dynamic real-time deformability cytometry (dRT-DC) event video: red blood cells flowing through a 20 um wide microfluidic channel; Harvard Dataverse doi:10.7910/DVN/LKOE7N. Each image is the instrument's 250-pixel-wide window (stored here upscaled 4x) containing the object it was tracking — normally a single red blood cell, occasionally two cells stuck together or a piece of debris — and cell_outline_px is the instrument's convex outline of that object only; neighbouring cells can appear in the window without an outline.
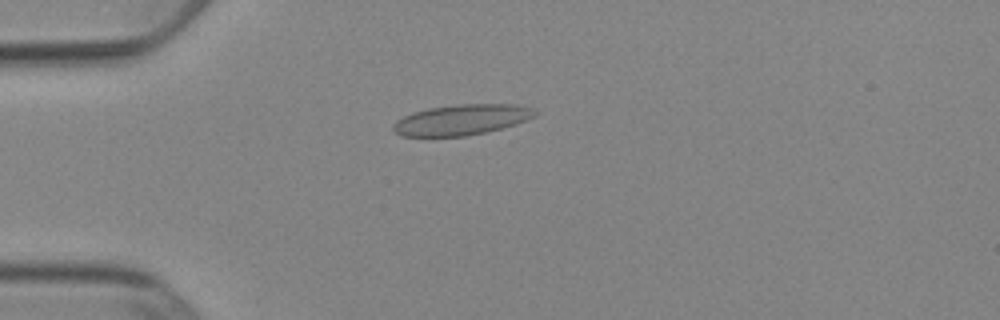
{"species": "Egyptian fruit bat (a non-hibernating species)", "species_latin": "Rousettus aegyptiacus", "temperature_condition": "cold", "stored_images_in_passage": 39, "camera_frame_rate_fps": 3000, "um_per_image_px": 0.085, "animal": {"sex": "female"}, "frame": {"image": 1, "passage_image": 1, "time_ms": 0.0, "image_size_px": [1000, 320], "cell_outline_px": [[536, 116], [516, 124], [484, 132], [464, 136], [400, 136], [392, 128], [392, 124], [396, 120], [412, 112], [428, 108], [456, 104], [516, 104], [532, 108], [536, 112]], "centroid_in_image_um": [39.21, 10.17], "position_along_channel_um": 45.8, "area_um2": 25.2}}
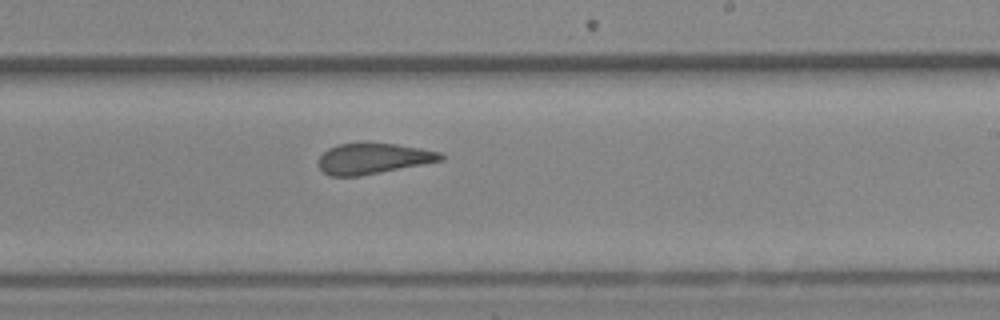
{"frame": {"image": 2, "passage_image": 19, "time_ms": 6.0, "image_size_px": [1000, 320], "cell_outline_px": [[444, 160], [360, 176], [328, 176], [320, 168], [320, 156], [328, 148], [340, 144], [396, 144], [420, 148], [440, 152], [444, 156]], "centroid_in_image_um": [31.73, 13.49], "position_along_channel_um": 257.3, "area_um2": 21.44}}
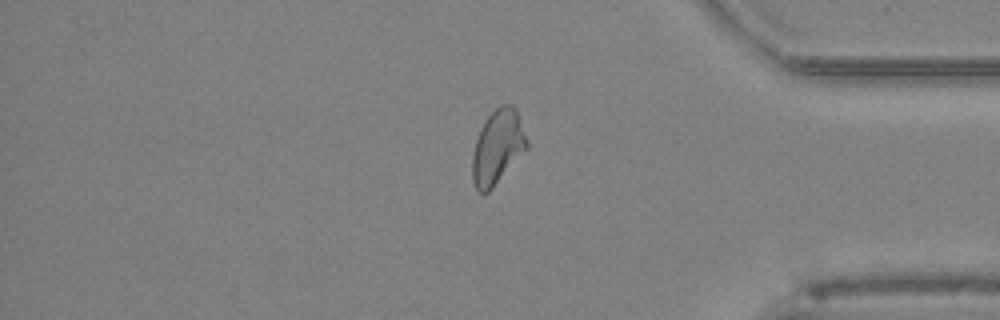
{"frame": {"image": 3, "passage_image": 31, "time_ms": 10.0, "image_size_px": [1000, 320], "cell_outline_px": [[528, 148], [492, 188], [488, 192], [480, 192], [476, 188], [472, 180], [472, 156], [476, 140], [480, 128], [484, 120], [500, 104], [512, 104], [516, 108], [528, 140]], "centroid_in_image_um": [42.3, 12.47], "position_along_channel_um": 392.9, "area_um2": 23.58}, "authors_computed_cell_mechanics": {"area_um2": 23.0044, "velocity_mm_per_s": 3.8731, "shape_relaxation_time_tau1_ms": null, "shape_relaxation_time_tau2_ms": 1.0884, "deformation_change_tau1": null, "deformation_change_tau2": 0.0629}}